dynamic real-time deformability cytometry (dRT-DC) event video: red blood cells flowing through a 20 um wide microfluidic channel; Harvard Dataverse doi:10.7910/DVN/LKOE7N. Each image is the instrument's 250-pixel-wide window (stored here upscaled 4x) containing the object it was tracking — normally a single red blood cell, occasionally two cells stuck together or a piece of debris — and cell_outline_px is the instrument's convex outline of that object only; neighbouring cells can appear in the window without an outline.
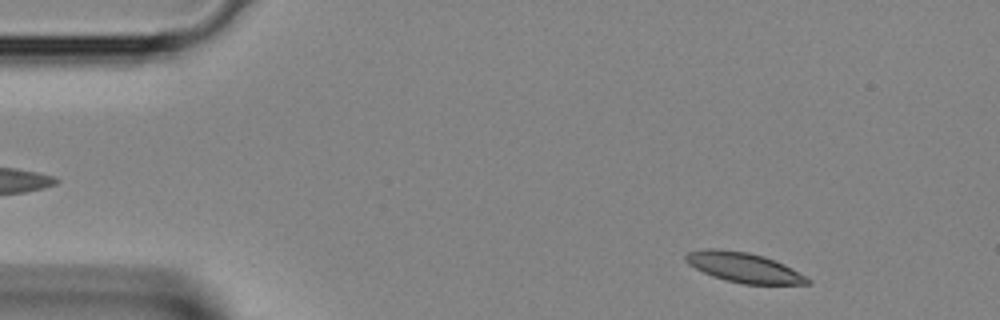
{"species": "Egyptian fruit bat (a non-hibernating species)", "species_latin": "Rousettus aegyptiacus", "temperature_condition": "room temperature", "stored_images_in_passage": 36, "camera_frame_rate_fps": 3000, "um_per_image_px": 0.085, "animal": {"sex": "female"}, "frame": {"image": 1, "passage_image": 2, "time_ms": 0.333, "image_size_px": [1000, 320], "cell_outline_px": [[812, 284], [744, 284], [712, 276], [688, 264], [684, 260], [684, 256], [688, 252], [704, 248], [716, 248], [748, 252], [764, 256], [784, 264], [792, 268], [812, 280]], "centroid_in_image_um": [63.22, 22.72], "position_along_channel_um": 21.8, "area_um2": 21.21}}
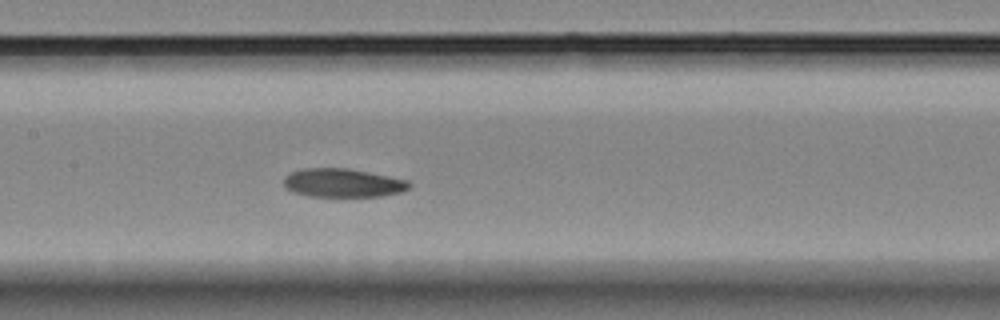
{"frame": {"image": 2, "passage_image": 16, "time_ms": 5.0, "image_size_px": [1000, 320], "cell_outline_px": [[412, 184], [408, 188], [400, 192], [380, 196], [308, 196], [284, 188], [284, 176], [288, 172], [300, 168], [348, 168], [408, 180]], "centroid_in_image_um": [29.09, 15.53], "position_along_channel_um": 178.3, "area_um2": 20.92}}
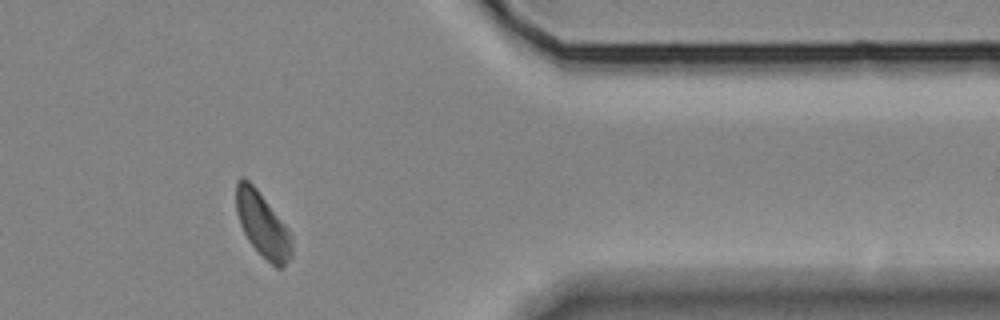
{"frame": {"image": 3, "passage_image": 30, "time_ms": 9.667, "image_size_px": [1000, 320], "cell_outline_px": [[292, 256], [284, 268], [276, 268], [248, 240], [240, 224], [236, 212], [236, 180], [240, 176], [244, 176], [256, 188], [292, 236]], "centroid_in_image_um": [22.3, 19.1], "position_along_channel_um": 389.1, "area_um2": 20.58}}